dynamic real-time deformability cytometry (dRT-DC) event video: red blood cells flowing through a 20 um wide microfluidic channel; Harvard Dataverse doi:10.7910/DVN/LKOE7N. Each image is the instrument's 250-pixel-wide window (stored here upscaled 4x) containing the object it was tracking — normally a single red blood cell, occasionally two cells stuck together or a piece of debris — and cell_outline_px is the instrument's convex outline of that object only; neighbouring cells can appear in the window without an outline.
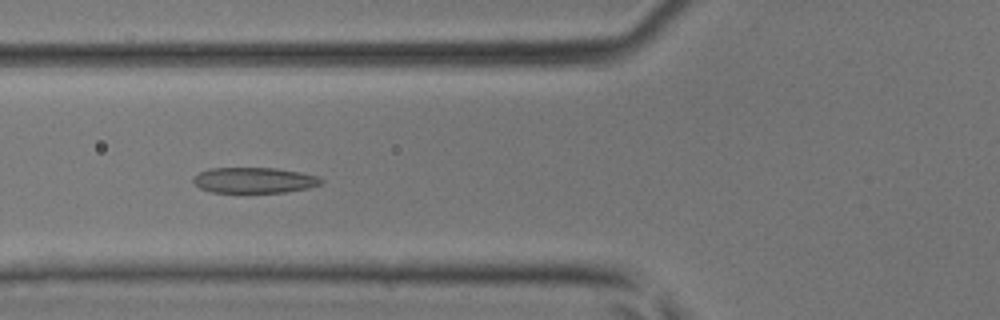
{"species": "common noctule bat (a hibernating species)", "species_latin": "Nyctalus noctula", "temperature_condition": "room temperature", "stored_images_in_passage": 39, "camera_frame_rate_fps": 3000, "um_per_image_px": 0.085, "animal": {"sex": "male", "body_mass_g": 17.9, "forearm_length_mm": 54.2}, "frame": {"image": 1, "passage_image": 12, "time_ms": 3.667, "image_size_px": [1000, 320], "cell_outline_px": [[324, 180], [320, 184], [308, 188], [284, 192], [212, 192], [200, 188], [192, 180], [200, 172], [208, 168], [276, 168], [300, 172], [316, 176]], "centroid_in_image_um": [21.61, 15.31], "position_along_channel_um": 104.2, "area_um2": 18.9}}
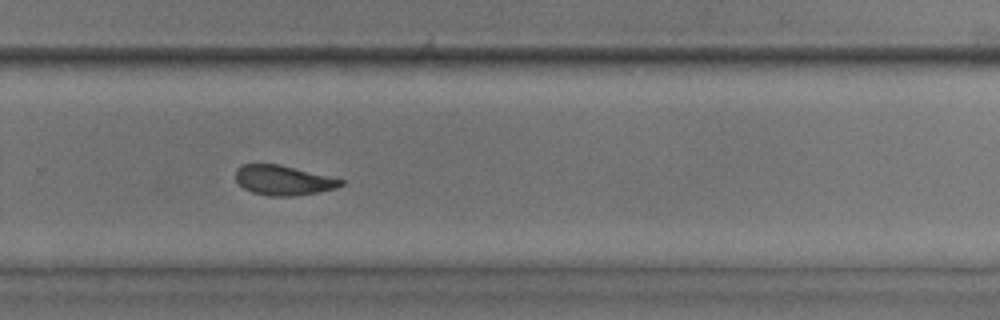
{"frame": {"image": 2, "passage_image": 25, "time_ms": 8.0, "image_size_px": [1000, 320], "cell_outline_px": [[344, 184], [336, 188], [296, 196], [272, 196], [252, 192], [244, 188], [236, 180], [236, 168], [244, 164], [280, 164], [344, 180]], "centroid_in_image_um": [24.07, 15.32], "position_along_channel_um": 305.7, "area_um2": 18.09}}
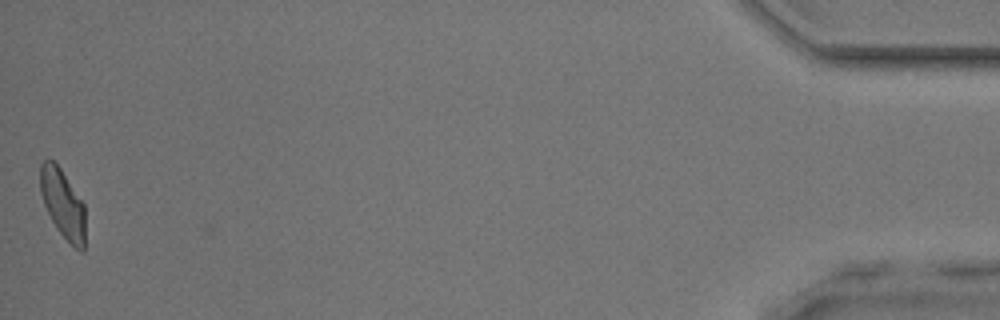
{"frame": {"image": 3, "passage_image": 39, "time_ms": 12.667, "image_size_px": [1000, 320], "cell_outline_px": [[84, 252], [80, 252], [56, 228], [44, 204], [40, 192], [40, 164], [44, 160], [52, 160], [60, 168], [84, 204]], "centroid_in_image_um": [5.32, 17.31], "position_along_channel_um": 429.9, "area_um2": 17.69}}